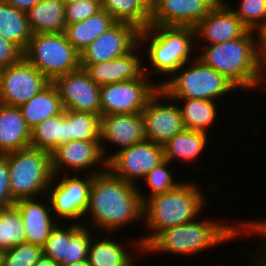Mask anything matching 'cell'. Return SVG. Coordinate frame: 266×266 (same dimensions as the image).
Masks as SVG:
<instances>
[{"instance_id":"4fadbf2b","label":"cell","mask_w":266,"mask_h":266,"mask_svg":"<svg viewBox=\"0 0 266 266\" xmlns=\"http://www.w3.org/2000/svg\"><path fill=\"white\" fill-rule=\"evenodd\" d=\"M168 101L170 104H166ZM174 102L160 87L148 99L141 113L146 123V139L163 146L185 129L179 104Z\"/></svg>"},{"instance_id":"f35d334b","label":"cell","mask_w":266,"mask_h":266,"mask_svg":"<svg viewBox=\"0 0 266 266\" xmlns=\"http://www.w3.org/2000/svg\"><path fill=\"white\" fill-rule=\"evenodd\" d=\"M101 10L100 0H82L65 5V20L67 24L81 22Z\"/></svg>"},{"instance_id":"b9f144b4","label":"cell","mask_w":266,"mask_h":266,"mask_svg":"<svg viewBox=\"0 0 266 266\" xmlns=\"http://www.w3.org/2000/svg\"><path fill=\"white\" fill-rule=\"evenodd\" d=\"M244 232V233H243ZM255 233L256 235L258 234L259 238L261 236V238H263V246L262 249H260L259 251H257V253H249L250 256L253 255L254 259L253 264L254 266H266V234L253 222V221H244L241 231H240V235H245V234H251V233ZM263 251V252H262ZM256 256V257H255Z\"/></svg>"},{"instance_id":"6da1fadb","label":"cell","mask_w":266,"mask_h":266,"mask_svg":"<svg viewBox=\"0 0 266 266\" xmlns=\"http://www.w3.org/2000/svg\"><path fill=\"white\" fill-rule=\"evenodd\" d=\"M143 202L138 186L113 175L108 169L93 175L89 205L92 230L116 233L123 226L143 219ZM87 214V215H86Z\"/></svg>"},{"instance_id":"52a82bcc","label":"cell","mask_w":266,"mask_h":266,"mask_svg":"<svg viewBox=\"0 0 266 266\" xmlns=\"http://www.w3.org/2000/svg\"><path fill=\"white\" fill-rule=\"evenodd\" d=\"M189 64L182 65L168 80H158L155 83L171 98L212 101L220 100L219 97L238 89L226 77L205 65L197 57Z\"/></svg>"},{"instance_id":"60d3db41","label":"cell","mask_w":266,"mask_h":266,"mask_svg":"<svg viewBox=\"0 0 266 266\" xmlns=\"http://www.w3.org/2000/svg\"><path fill=\"white\" fill-rule=\"evenodd\" d=\"M23 52L0 34V69L17 63Z\"/></svg>"},{"instance_id":"cb8c5ba5","label":"cell","mask_w":266,"mask_h":266,"mask_svg":"<svg viewBox=\"0 0 266 266\" xmlns=\"http://www.w3.org/2000/svg\"><path fill=\"white\" fill-rule=\"evenodd\" d=\"M19 108L30 129L65 110L58 90L52 82Z\"/></svg>"},{"instance_id":"ffe728a7","label":"cell","mask_w":266,"mask_h":266,"mask_svg":"<svg viewBox=\"0 0 266 266\" xmlns=\"http://www.w3.org/2000/svg\"><path fill=\"white\" fill-rule=\"evenodd\" d=\"M139 46L140 43L130 52L113 60L80 65L89 78L99 86L137 79L144 74L145 67L142 63L144 57L137 54Z\"/></svg>"},{"instance_id":"d590c367","label":"cell","mask_w":266,"mask_h":266,"mask_svg":"<svg viewBox=\"0 0 266 266\" xmlns=\"http://www.w3.org/2000/svg\"><path fill=\"white\" fill-rule=\"evenodd\" d=\"M168 165L170 166V162L164 159L146 174L145 180H147L146 183L150 187L149 194H146V196L145 193L143 194L140 188H138L143 203L148 198L155 195L164 194L177 187L181 183L180 181L178 182V180H174L173 173L168 168Z\"/></svg>"},{"instance_id":"5bb4252c","label":"cell","mask_w":266,"mask_h":266,"mask_svg":"<svg viewBox=\"0 0 266 266\" xmlns=\"http://www.w3.org/2000/svg\"><path fill=\"white\" fill-rule=\"evenodd\" d=\"M51 161L53 177L57 179L63 175L65 170L74 171L76 175L81 170H87L83 173L84 175L87 173L95 175L107 169V160L102 154L100 141L73 140L63 143L51 153ZM97 164H100L103 169L94 170L93 167H96ZM89 169L92 171L90 172Z\"/></svg>"},{"instance_id":"e0dca14e","label":"cell","mask_w":266,"mask_h":266,"mask_svg":"<svg viewBox=\"0 0 266 266\" xmlns=\"http://www.w3.org/2000/svg\"><path fill=\"white\" fill-rule=\"evenodd\" d=\"M248 30L223 0L194 26L196 43L200 38L202 45L222 44L242 37Z\"/></svg>"},{"instance_id":"1f68e13d","label":"cell","mask_w":266,"mask_h":266,"mask_svg":"<svg viewBox=\"0 0 266 266\" xmlns=\"http://www.w3.org/2000/svg\"><path fill=\"white\" fill-rule=\"evenodd\" d=\"M26 243V232L20 211L16 205L0 209V250Z\"/></svg>"},{"instance_id":"603a6c76","label":"cell","mask_w":266,"mask_h":266,"mask_svg":"<svg viewBox=\"0 0 266 266\" xmlns=\"http://www.w3.org/2000/svg\"><path fill=\"white\" fill-rule=\"evenodd\" d=\"M26 15L32 34L61 33L67 25L61 0H40Z\"/></svg>"},{"instance_id":"ee69618b","label":"cell","mask_w":266,"mask_h":266,"mask_svg":"<svg viewBox=\"0 0 266 266\" xmlns=\"http://www.w3.org/2000/svg\"><path fill=\"white\" fill-rule=\"evenodd\" d=\"M10 6L23 11L27 12L31 8H33L40 0H4Z\"/></svg>"},{"instance_id":"4316f807","label":"cell","mask_w":266,"mask_h":266,"mask_svg":"<svg viewBox=\"0 0 266 266\" xmlns=\"http://www.w3.org/2000/svg\"><path fill=\"white\" fill-rule=\"evenodd\" d=\"M207 135L209 134L184 129L163 145L164 159L170 163L176 159H180L181 163L195 162L206 148L209 138Z\"/></svg>"},{"instance_id":"f6af8a7d","label":"cell","mask_w":266,"mask_h":266,"mask_svg":"<svg viewBox=\"0 0 266 266\" xmlns=\"http://www.w3.org/2000/svg\"><path fill=\"white\" fill-rule=\"evenodd\" d=\"M139 6L151 17L157 6L158 0H136Z\"/></svg>"},{"instance_id":"74e56055","label":"cell","mask_w":266,"mask_h":266,"mask_svg":"<svg viewBox=\"0 0 266 266\" xmlns=\"http://www.w3.org/2000/svg\"><path fill=\"white\" fill-rule=\"evenodd\" d=\"M85 224L67 243L66 250V260H64L60 265L65 266L68 264H73L80 260H86L91 239L93 236L90 226Z\"/></svg>"},{"instance_id":"d4e9b609","label":"cell","mask_w":266,"mask_h":266,"mask_svg":"<svg viewBox=\"0 0 266 266\" xmlns=\"http://www.w3.org/2000/svg\"><path fill=\"white\" fill-rule=\"evenodd\" d=\"M117 21L105 10L73 24H67L64 34L71 45L81 53L89 44L107 31Z\"/></svg>"},{"instance_id":"ab89813d","label":"cell","mask_w":266,"mask_h":266,"mask_svg":"<svg viewBox=\"0 0 266 266\" xmlns=\"http://www.w3.org/2000/svg\"><path fill=\"white\" fill-rule=\"evenodd\" d=\"M10 191V173L7 158L0 155V209L15 205Z\"/></svg>"},{"instance_id":"484cf974","label":"cell","mask_w":266,"mask_h":266,"mask_svg":"<svg viewBox=\"0 0 266 266\" xmlns=\"http://www.w3.org/2000/svg\"><path fill=\"white\" fill-rule=\"evenodd\" d=\"M67 142H69L67 109L31 129V147L52 153L59 145Z\"/></svg>"},{"instance_id":"5b68a950","label":"cell","mask_w":266,"mask_h":266,"mask_svg":"<svg viewBox=\"0 0 266 266\" xmlns=\"http://www.w3.org/2000/svg\"><path fill=\"white\" fill-rule=\"evenodd\" d=\"M139 43H148L146 57L151 66L144 65L147 76L149 72L172 76L182 65L196 58L192 56V49H197L192 46L196 43L194 27L150 25L140 30Z\"/></svg>"},{"instance_id":"c3c4849f","label":"cell","mask_w":266,"mask_h":266,"mask_svg":"<svg viewBox=\"0 0 266 266\" xmlns=\"http://www.w3.org/2000/svg\"><path fill=\"white\" fill-rule=\"evenodd\" d=\"M65 266H91L90 263L88 262V260H80L78 262H75L73 264H68Z\"/></svg>"},{"instance_id":"681fc988","label":"cell","mask_w":266,"mask_h":266,"mask_svg":"<svg viewBox=\"0 0 266 266\" xmlns=\"http://www.w3.org/2000/svg\"><path fill=\"white\" fill-rule=\"evenodd\" d=\"M64 5H67V4H72V3H75V2H79V1H82V0H61Z\"/></svg>"},{"instance_id":"83f0119b","label":"cell","mask_w":266,"mask_h":266,"mask_svg":"<svg viewBox=\"0 0 266 266\" xmlns=\"http://www.w3.org/2000/svg\"><path fill=\"white\" fill-rule=\"evenodd\" d=\"M120 243L110 237L105 238L104 235L99 239L93 235L87 255L88 262L91 266H135L130 249Z\"/></svg>"},{"instance_id":"7402d4cb","label":"cell","mask_w":266,"mask_h":266,"mask_svg":"<svg viewBox=\"0 0 266 266\" xmlns=\"http://www.w3.org/2000/svg\"><path fill=\"white\" fill-rule=\"evenodd\" d=\"M31 146V129L19 107L0 103V155Z\"/></svg>"},{"instance_id":"836d02e7","label":"cell","mask_w":266,"mask_h":266,"mask_svg":"<svg viewBox=\"0 0 266 266\" xmlns=\"http://www.w3.org/2000/svg\"><path fill=\"white\" fill-rule=\"evenodd\" d=\"M60 224L58 223L51 231L42 247L43 254L59 264L66 260L67 243L84 226L83 224L70 223L71 225L66 228Z\"/></svg>"},{"instance_id":"30bf717a","label":"cell","mask_w":266,"mask_h":266,"mask_svg":"<svg viewBox=\"0 0 266 266\" xmlns=\"http://www.w3.org/2000/svg\"><path fill=\"white\" fill-rule=\"evenodd\" d=\"M149 77L144 73L137 79L100 86L101 116L142 113L159 88Z\"/></svg>"},{"instance_id":"277c9868","label":"cell","mask_w":266,"mask_h":266,"mask_svg":"<svg viewBox=\"0 0 266 266\" xmlns=\"http://www.w3.org/2000/svg\"><path fill=\"white\" fill-rule=\"evenodd\" d=\"M248 30L242 37L222 44L203 45L196 54L205 65L210 66L243 91L259 86L257 68V35Z\"/></svg>"},{"instance_id":"f1b7e54d","label":"cell","mask_w":266,"mask_h":266,"mask_svg":"<svg viewBox=\"0 0 266 266\" xmlns=\"http://www.w3.org/2000/svg\"><path fill=\"white\" fill-rule=\"evenodd\" d=\"M175 102H179V109L185 129L196 132L207 133L210 126L214 123L217 115V104L212 100H201L192 98H173ZM181 101V102H180Z\"/></svg>"},{"instance_id":"3957f363","label":"cell","mask_w":266,"mask_h":266,"mask_svg":"<svg viewBox=\"0 0 266 266\" xmlns=\"http://www.w3.org/2000/svg\"><path fill=\"white\" fill-rule=\"evenodd\" d=\"M161 231L144 249L146 253H174L179 255H194L208 248L216 247L221 243L240 236L243 225L225 224L215 220H196Z\"/></svg>"},{"instance_id":"4dcf8cb0","label":"cell","mask_w":266,"mask_h":266,"mask_svg":"<svg viewBox=\"0 0 266 266\" xmlns=\"http://www.w3.org/2000/svg\"><path fill=\"white\" fill-rule=\"evenodd\" d=\"M101 9L109 13L117 22H127L139 30L151 24V17L136 0H100Z\"/></svg>"},{"instance_id":"ac0fdd59","label":"cell","mask_w":266,"mask_h":266,"mask_svg":"<svg viewBox=\"0 0 266 266\" xmlns=\"http://www.w3.org/2000/svg\"><path fill=\"white\" fill-rule=\"evenodd\" d=\"M146 123L141 113L103 115L100 117V147L107 160L105 143L120 149L146 139Z\"/></svg>"},{"instance_id":"7bdbcfd3","label":"cell","mask_w":266,"mask_h":266,"mask_svg":"<svg viewBox=\"0 0 266 266\" xmlns=\"http://www.w3.org/2000/svg\"><path fill=\"white\" fill-rule=\"evenodd\" d=\"M256 33L258 35L257 37L258 80L261 86V84H263L262 82L266 80L264 78L266 76V28L257 31Z\"/></svg>"},{"instance_id":"d6986e66","label":"cell","mask_w":266,"mask_h":266,"mask_svg":"<svg viewBox=\"0 0 266 266\" xmlns=\"http://www.w3.org/2000/svg\"><path fill=\"white\" fill-rule=\"evenodd\" d=\"M221 0H158L150 25L194 27Z\"/></svg>"},{"instance_id":"8fae6325","label":"cell","mask_w":266,"mask_h":266,"mask_svg":"<svg viewBox=\"0 0 266 266\" xmlns=\"http://www.w3.org/2000/svg\"><path fill=\"white\" fill-rule=\"evenodd\" d=\"M163 160V146L145 139L108 155L107 169L116 177L138 186L136 180L145 178Z\"/></svg>"},{"instance_id":"8992f818","label":"cell","mask_w":266,"mask_h":266,"mask_svg":"<svg viewBox=\"0 0 266 266\" xmlns=\"http://www.w3.org/2000/svg\"><path fill=\"white\" fill-rule=\"evenodd\" d=\"M15 201L47 195L53 179L51 153L34 147L4 154Z\"/></svg>"},{"instance_id":"f907efd6","label":"cell","mask_w":266,"mask_h":266,"mask_svg":"<svg viewBox=\"0 0 266 266\" xmlns=\"http://www.w3.org/2000/svg\"><path fill=\"white\" fill-rule=\"evenodd\" d=\"M3 253L4 251L0 250V266H3Z\"/></svg>"},{"instance_id":"ba28073f","label":"cell","mask_w":266,"mask_h":266,"mask_svg":"<svg viewBox=\"0 0 266 266\" xmlns=\"http://www.w3.org/2000/svg\"><path fill=\"white\" fill-rule=\"evenodd\" d=\"M23 57L50 82L81 67L80 53L64 32L32 34Z\"/></svg>"},{"instance_id":"7dc6e473","label":"cell","mask_w":266,"mask_h":266,"mask_svg":"<svg viewBox=\"0 0 266 266\" xmlns=\"http://www.w3.org/2000/svg\"><path fill=\"white\" fill-rule=\"evenodd\" d=\"M266 234V220L253 221Z\"/></svg>"},{"instance_id":"bcb514c9","label":"cell","mask_w":266,"mask_h":266,"mask_svg":"<svg viewBox=\"0 0 266 266\" xmlns=\"http://www.w3.org/2000/svg\"><path fill=\"white\" fill-rule=\"evenodd\" d=\"M34 266H61V265L53 261L49 256L42 254Z\"/></svg>"},{"instance_id":"f546056e","label":"cell","mask_w":266,"mask_h":266,"mask_svg":"<svg viewBox=\"0 0 266 266\" xmlns=\"http://www.w3.org/2000/svg\"><path fill=\"white\" fill-rule=\"evenodd\" d=\"M0 34L24 52L32 37L26 12L0 0Z\"/></svg>"},{"instance_id":"7a4b0ae2","label":"cell","mask_w":266,"mask_h":266,"mask_svg":"<svg viewBox=\"0 0 266 266\" xmlns=\"http://www.w3.org/2000/svg\"><path fill=\"white\" fill-rule=\"evenodd\" d=\"M206 197L196 182L183 181L172 190L148 198L143 203V224L148 235L135 239L132 244L141 254L143 249L163 230L198 218L206 205ZM152 230V231H151ZM139 249V250H138Z\"/></svg>"},{"instance_id":"9a60e30c","label":"cell","mask_w":266,"mask_h":266,"mask_svg":"<svg viewBox=\"0 0 266 266\" xmlns=\"http://www.w3.org/2000/svg\"><path fill=\"white\" fill-rule=\"evenodd\" d=\"M140 30L127 22H116L80 53V64H97L130 52L139 43Z\"/></svg>"},{"instance_id":"d6a6232c","label":"cell","mask_w":266,"mask_h":266,"mask_svg":"<svg viewBox=\"0 0 266 266\" xmlns=\"http://www.w3.org/2000/svg\"><path fill=\"white\" fill-rule=\"evenodd\" d=\"M68 137L69 142L100 141V116L68 110Z\"/></svg>"},{"instance_id":"e575fe53","label":"cell","mask_w":266,"mask_h":266,"mask_svg":"<svg viewBox=\"0 0 266 266\" xmlns=\"http://www.w3.org/2000/svg\"><path fill=\"white\" fill-rule=\"evenodd\" d=\"M223 1L249 30L257 32L266 28V0H240L238 8L234 7L236 10L228 0Z\"/></svg>"},{"instance_id":"8d00e7d4","label":"cell","mask_w":266,"mask_h":266,"mask_svg":"<svg viewBox=\"0 0 266 266\" xmlns=\"http://www.w3.org/2000/svg\"><path fill=\"white\" fill-rule=\"evenodd\" d=\"M42 254V247L21 243L4 251L3 266H34Z\"/></svg>"},{"instance_id":"44dd1931","label":"cell","mask_w":266,"mask_h":266,"mask_svg":"<svg viewBox=\"0 0 266 266\" xmlns=\"http://www.w3.org/2000/svg\"><path fill=\"white\" fill-rule=\"evenodd\" d=\"M46 202L41 203L35 198L17 200L15 205L18 207L22 216L24 230L26 232V242L43 247L51 231L58 224L57 219L51 214V204L47 195L43 196Z\"/></svg>"},{"instance_id":"7c38bea8","label":"cell","mask_w":266,"mask_h":266,"mask_svg":"<svg viewBox=\"0 0 266 266\" xmlns=\"http://www.w3.org/2000/svg\"><path fill=\"white\" fill-rule=\"evenodd\" d=\"M50 81L24 57L0 69V103L20 107L30 101Z\"/></svg>"},{"instance_id":"9c48e42d","label":"cell","mask_w":266,"mask_h":266,"mask_svg":"<svg viewBox=\"0 0 266 266\" xmlns=\"http://www.w3.org/2000/svg\"><path fill=\"white\" fill-rule=\"evenodd\" d=\"M68 173H64L59 180L53 177L52 183L49 185L47 196L51 204L52 213H54L53 216H57L56 219L58 221L60 218L61 220L64 218V220H73L74 223L84 225V223L79 222L81 221L79 219L85 216L89 205L93 175L87 174L82 179L79 174L77 177L75 174L68 175Z\"/></svg>"},{"instance_id":"2e32d148","label":"cell","mask_w":266,"mask_h":266,"mask_svg":"<svg viewBox=\"0 0 266 266\" xmlns=\"http://www.w3.org/2000/svg\"><path fill=\"white\" fill-rule=\"evenodd\" d=\"M58 90L64 109L90 112L101 117L100 86L82 67L57 77L52 82Z\"/></svg>"}]
</instances>
